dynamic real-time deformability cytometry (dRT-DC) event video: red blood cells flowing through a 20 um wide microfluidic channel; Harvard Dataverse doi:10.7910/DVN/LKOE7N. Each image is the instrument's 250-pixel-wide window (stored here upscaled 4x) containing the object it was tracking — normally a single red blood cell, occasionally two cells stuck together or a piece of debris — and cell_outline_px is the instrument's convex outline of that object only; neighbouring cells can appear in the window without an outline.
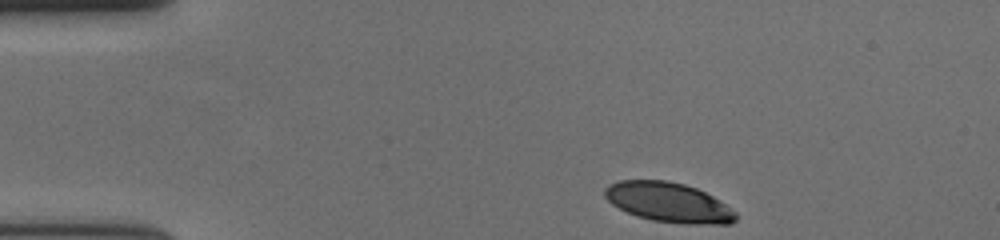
{"species": "human", "species_latin": "Homo sapiens", "temperature_condition": "cold", "stored_images_in_passage": 40, "camera_frame_rate_fps": 3000, "um_per_image_px": 0.085, "donor": {"sex": "female"}, "frame": {"image": 1, "passage_image": 1, "time_ms": 0.0, "image_size_px": [1000, 240], "cell_outline_px": [[736, 220], [732, 224], [692, 224], [652, 220], [636, 216], [612, 204], [604, 196], [604, 188], [608, 184], [620, 180], [668, 180], [684, 184], [696, 188], [712, 196], [736, 212]], "centroid_in_image_um": [56.81, 17.19], "position_along_channel_um": 28.2, "area_um2": 30.17}}
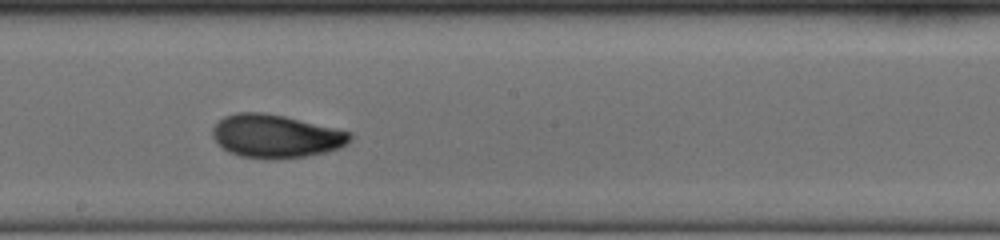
{"frame": {"image": 2, "passage_image": 23, "time_ms": 7.333, "image_size_px": [1000, 240], "cell_outline_px": [[352, 140], [348, 144], [340, 148], [324, 152], [304, 156], [264, 160], [240, 156], [228, 152], [212, 136], [212, 128], [224, 116], [236, 112], [264, 112], [284, 116], [352, 132]], "centroid_in_image_um": [23.45, 11.57], "position_along_channel_um": 224.8, "area_um2": 34.68}}
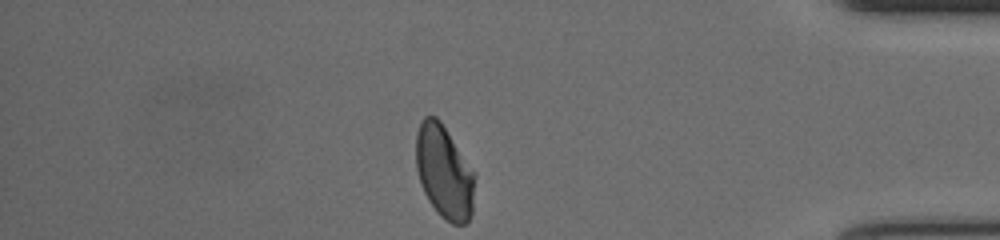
{"frame": {"image": 3, "passage_image": 40, "time_ms": 13.0, "image_size_px": [1000, 240], "cell_outline_px": [[476, 172], [472, 212], [468, 220], [464, 224], [452, 224], [440, 216], [436, 212], [428, 200], [420, 184], [416, 168], [416, 132], [420, 120], [424, 116], [436, 116], [440, 120]], "centroid_in_image_um": [37.76, 14.6], "position_along_channel_um": 397.4, "area_um2": 32.48}, "authors_computed_cell_mechanics": {"area_um2": 32.8593, "velocity_mm_per_s": 3.6362, "shape_relaxation_time_tau1_ms": 3.8853, "shape_relaxation_time_tau2_ms": 1.7553, "deformation_change_tau1": 0.1596, "deformation_change_tau2": 0.0636}}